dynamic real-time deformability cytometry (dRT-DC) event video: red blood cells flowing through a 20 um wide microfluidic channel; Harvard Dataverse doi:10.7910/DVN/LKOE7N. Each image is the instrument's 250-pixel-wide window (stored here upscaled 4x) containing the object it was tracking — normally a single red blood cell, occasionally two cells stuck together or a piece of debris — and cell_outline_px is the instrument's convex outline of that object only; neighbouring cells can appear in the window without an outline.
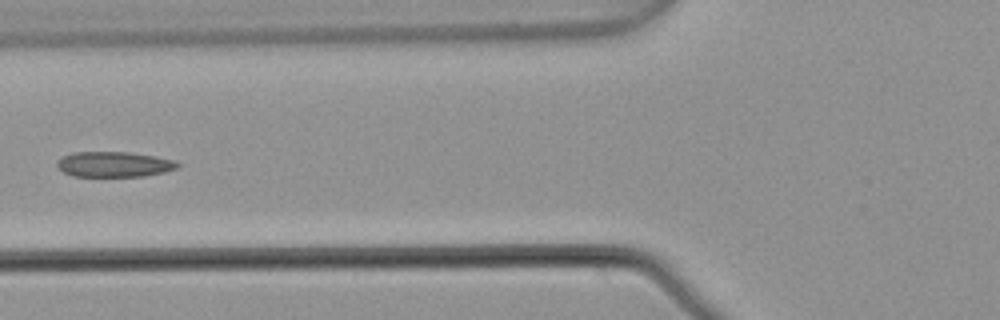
{"species": "common noctule bat (a hibernating species)", "species_latin": "Nyctalus noctula", "temperature_condition": "warm", "stored_images_in_passage": 6, "camera_frame_rate_fps": 3000, "um_per_image_px": 0.085, "animal": {"sex": "male", "body_mass_g": 21.5, "forearm_length_mm": 52.0}, "frame": {"image": 1, "passage_image": 6, "time_ms": 1.667, "image_size_px": [1000, 320], "cell_outline_px": [[180, 164], [176, 168], [164, 172], [144, 176], [72, 176], [64, 172], [56, 164], [56, 160], [72, 152], [128, 152], [156, 156], [176, 160]], "centroid_in_image_um": [9.7, 13.96], "position_along_channel_um": 116.1, "area_um2": 17.8}}